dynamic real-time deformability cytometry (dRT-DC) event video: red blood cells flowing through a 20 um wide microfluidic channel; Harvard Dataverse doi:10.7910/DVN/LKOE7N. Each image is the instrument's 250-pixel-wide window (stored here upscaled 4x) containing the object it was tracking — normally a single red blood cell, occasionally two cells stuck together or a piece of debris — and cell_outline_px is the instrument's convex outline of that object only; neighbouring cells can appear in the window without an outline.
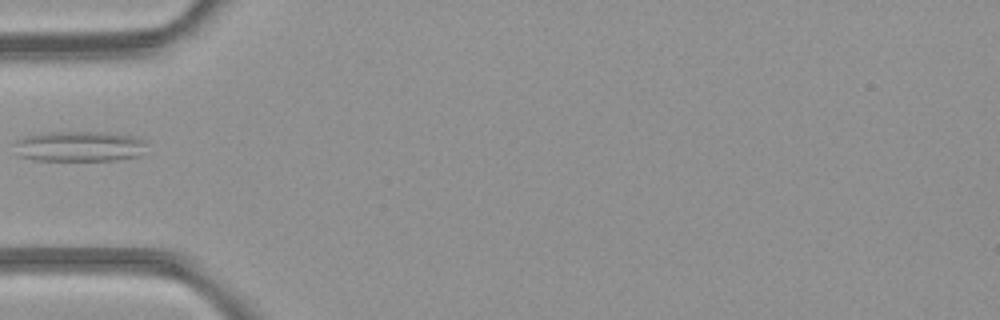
{"species": "common noctule bat (a hibernating species)", "species_latin": "Nyctalus noctula", "temperature_condition": "room temperature", "stored_images_in_passage": 5, "camera_frame_rate_fps": 3000, "um_per_image_px": 0.085, "animal": {"sex": "female", "body_mass_g": 21.9}, "frame": {"image": 1, "passage_image": 5, "time_ms": 5.333, "image_size_px": [1000, 320], "cell_outline_px": [[144, 144], [140, 156], [116, 160], [32, 160], [16, 156], [12, 144], [16, 140], [24, 136], [44, 132], [108, 132], [136, 136], [144, 140]], "centroid_in_image_um": [6.65, 12.43], "position_along_channel_um": 78.4, "area_um2": 23.87}}